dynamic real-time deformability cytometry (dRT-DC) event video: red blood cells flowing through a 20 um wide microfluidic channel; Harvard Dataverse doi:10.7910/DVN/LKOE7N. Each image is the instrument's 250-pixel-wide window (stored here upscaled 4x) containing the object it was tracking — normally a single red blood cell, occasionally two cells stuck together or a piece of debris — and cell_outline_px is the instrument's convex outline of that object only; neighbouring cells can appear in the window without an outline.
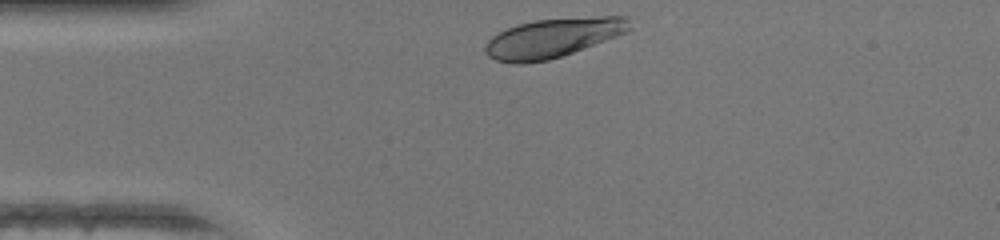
{"species": "human", "species_latin": "Homo sapiens", "temperature_condition": "warm", "stored_images_in_passage": 28, "camera_frame_rate_fps": 3000, "um_per_image_px": 0.085, "donor": {"sex": "female"}, "frame": {"image": 1, "passage_image": 1, "time_ms": 0.0, "image_size_px": [1000, 240], "cell_outline_px": [[632, 28], [628, 32], [572, 52], [548, 60], [524, 64], [512, 64], [496, 60], [488, 56], [484, 52], [484, 44], [492, 36], [516, 24], [536, 20], [596, 16], [628, 16]], "centroid_in_image_um": [46.98, 3.22], "position_along_channel_um": 38.0, "area_um2": 33.12}}
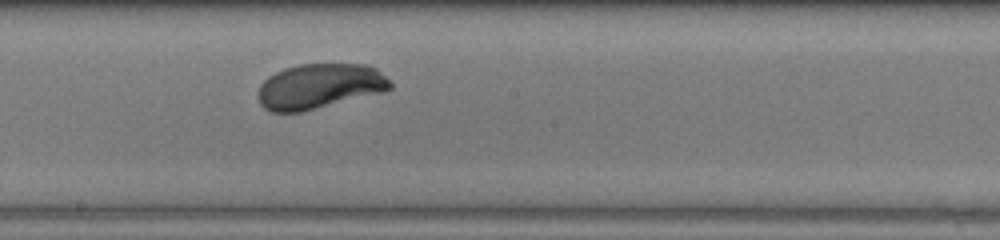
{"frame": {"image": 2, "passage_image": 16, "time_ms": 5.0, "image_size_px": [1000, 240], "cell_outline_px": [[392, 88], [384, 92], [300, 112], [272, 112], [264, 108], [260, 104], [256, 96], [260, 84], [268, 76], [284, 68], [296, 64], [368, 64], [376, 68], [392, 84]], "centroid_in_image_um": [27.13, 7.33], "position_along_channel_um": 221.1, "area_um2": 34.91}}
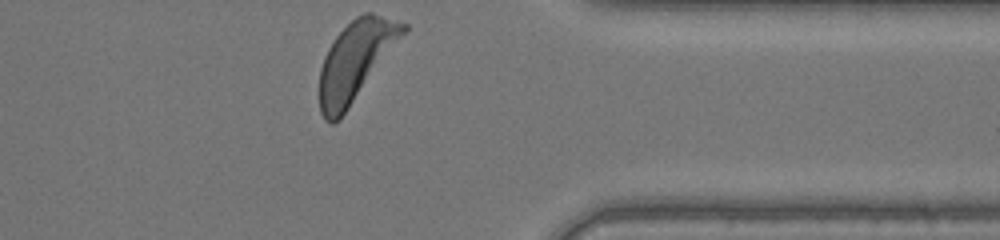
{"frame": {"image": 3, "passage_image": 28, "time_ms": 9.0, "image_size_px": [1000, 240], "cell_outline_px": [[408, 28], [344, 112], [332, 124], [328, 124], [324, 120], [320, 112], [320, 68], [324, 56], [332, 40], [356, 16], [364, 12], [372, 12], [408, 24]], "centroid_in_image_um": [30.19, 5.12], "position_along_channel_um": 381.2, "area_um2": 37.45}, "authors_computed_cell_mechanics": {"area_um2": 34.9979, "velocity_mm_per_s": 4.3128, "shape_relaxation_time_tau1_ms": 1.4412, "shape_relaxation_time_tau2_ms": null, "deformation_change_tau1": 0.1238, "deformation_change_tau2": null}}